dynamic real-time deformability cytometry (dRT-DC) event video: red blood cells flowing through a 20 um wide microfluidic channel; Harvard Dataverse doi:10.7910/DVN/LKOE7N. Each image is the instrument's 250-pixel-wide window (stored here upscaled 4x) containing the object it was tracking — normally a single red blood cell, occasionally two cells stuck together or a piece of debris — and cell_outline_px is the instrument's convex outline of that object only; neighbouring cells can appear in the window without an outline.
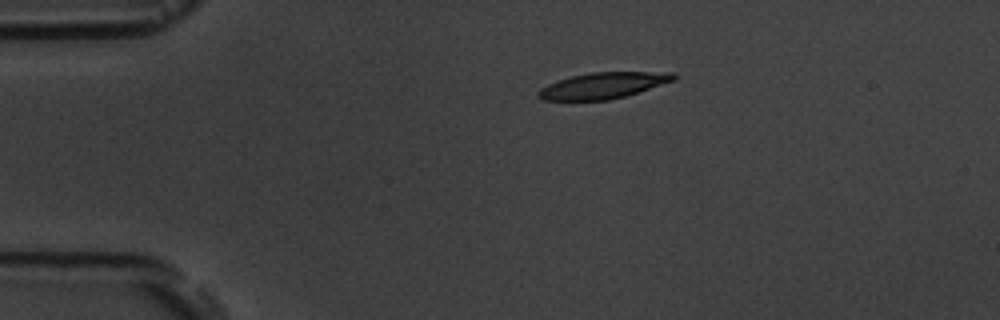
{"species": "common noctule bat (a hibernating species)", "species_latin": "Nyctalus noctula", "temperature_condition": "room temperature", "stored_images_in_passage": 3, "camera_frame_rate_fps": 3000, "um_per_image_px": 0.085, "animal": {"sex": "male", "body_mass_g": 19.5, "forearm_length_mm": 54.6}, "frame": {"image": 1, "passage_image": 1, "time_ms": 0.0, "image_size_px": [1000, 320], "cell_outline_px": [[676, 80], [624, 96], [608, 100], [544, 100], [536, 96], [536, 92], [540, 88], [556, 80], [572, 76], [592, 72], [676, 72]], "centroid_in_image_um": [51.24, 7.26], "position_along_channel_um": 33.8, "area_um2": 20.58}}